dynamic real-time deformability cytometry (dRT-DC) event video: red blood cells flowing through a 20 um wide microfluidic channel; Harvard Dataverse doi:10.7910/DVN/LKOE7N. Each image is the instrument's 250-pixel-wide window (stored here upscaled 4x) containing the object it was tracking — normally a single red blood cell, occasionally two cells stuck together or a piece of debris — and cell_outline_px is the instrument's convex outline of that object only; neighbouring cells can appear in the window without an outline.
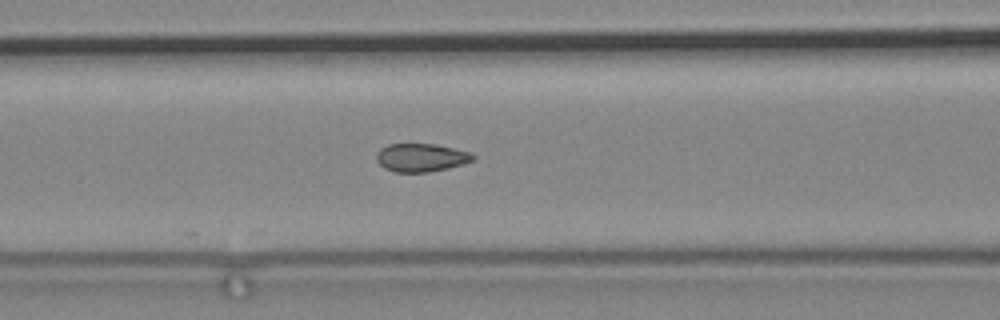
{"species": "common noctule bat (a hibernating species)", "species_latin": "Nyctalus noctula", "temperature_condition": "cold", "stored_images_in_passage": 33, "segment_of_instrument_passage": [1, 2], "camera_frame_rate_fps": 3000, "um_per_image_px": 0.085, "animal": {"sex": "male", "body_mass_g": 19.2, "forearm_length_mm": 51.8}, "frame": {"image": 1, "passage_image": 5, "time_ms": 1.333, "image_size_px": [1000, 320], "cell_outline_px": [[476, 156], [472, 160], [448, 168], [428, 172], [396, 172], [384, 168], [376, 160], [376, 152], [380, 148], [388, 144], [436, 144], [472, 152]], "centroid_in_image_um": [35.77, 13.38], "position_along_channel_um": 130.8, "area_um2": 15.9}}
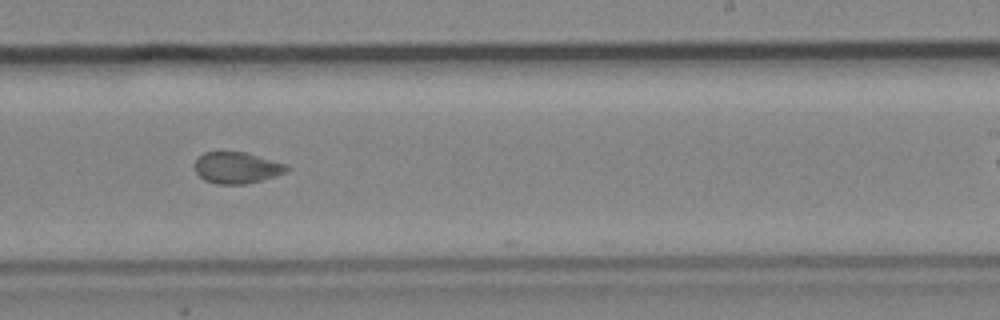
{"frame": {"image": 2, "passage_image": 19, "time_ms": 6.0, "image_size_px": [1000, 320], "cell_outline_px": [[288, 168], [284, 172], [276, 176], [244, 184], [216, 184], [204, 180], [196, 172], [192, 164], [204, 152], [244, 152], [288, 164]], "centroid_in_image_um": [20.09, 14.26], "position_along_channel_um": 268.9, "area_um2": 16.76}}
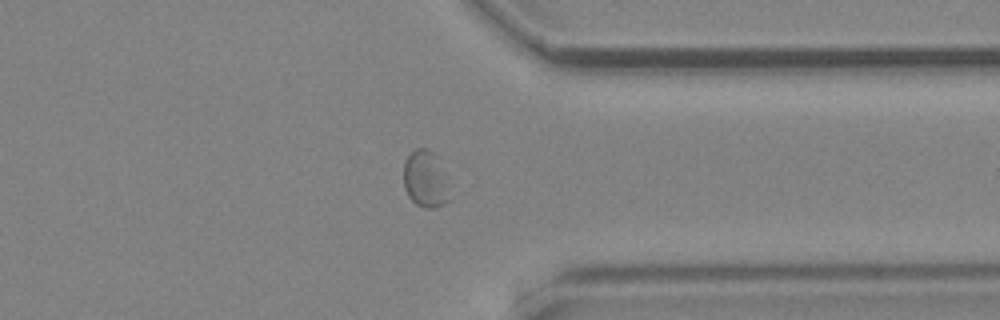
{"frame": {"image": 3, "passage_image": 30, "time_ms": 9.667, "image_size_px": [1000, 320], "cell_outline_px": [[452, 200], [444, 204], [432, 208], [424, 208], [416, 204], [408, 196], [404, 188], [404, 164], [408, 156], [416, 148], [428, 148], [436, 156], [448, 176]], "centroid_in_image_um": [36.22, 15.26], "position_along_channel_um": 375.2, "area_um2": 15.72}}